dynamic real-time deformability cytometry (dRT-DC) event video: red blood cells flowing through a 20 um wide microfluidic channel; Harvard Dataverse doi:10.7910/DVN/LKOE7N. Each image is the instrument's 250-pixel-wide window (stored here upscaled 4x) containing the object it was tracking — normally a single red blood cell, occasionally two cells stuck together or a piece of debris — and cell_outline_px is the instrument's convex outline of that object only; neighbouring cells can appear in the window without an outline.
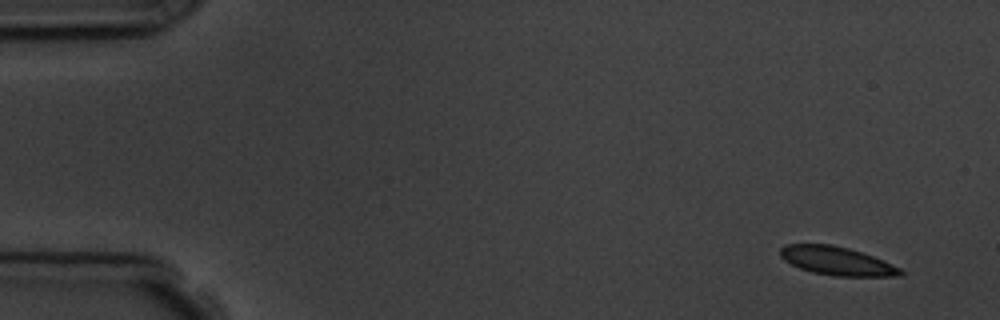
{"species": "common noctule bat (a hibernating species)", "species_latin": "Nyctalus noctula", "temperature_condition": "room temperature", "stored_images_in_passage": 7, "camera_frame_rate_fps": 3000, "um_per_image_px": 0.085, "animal": {"sex": "male", "body_mass_g": 19.5, "forearm_length_mm": 54.6}, "frame": {"image": 1, "passage_image": 1, "time_ms": 0.0, "image_size_px": [1000, 320], "cell_outline_px": [[904, 276], [836, 276], [812, 272], [800, 268], [784, 260], [780, 256], [780, 248], [788, 244], [832, 244], [848, 248], [884, 260], [900, 268], [904, 272]], "centroid_in_image_um": [71.15, 22.18], "position_along_channel_um": 13.9, "area_um2": 19.88}}
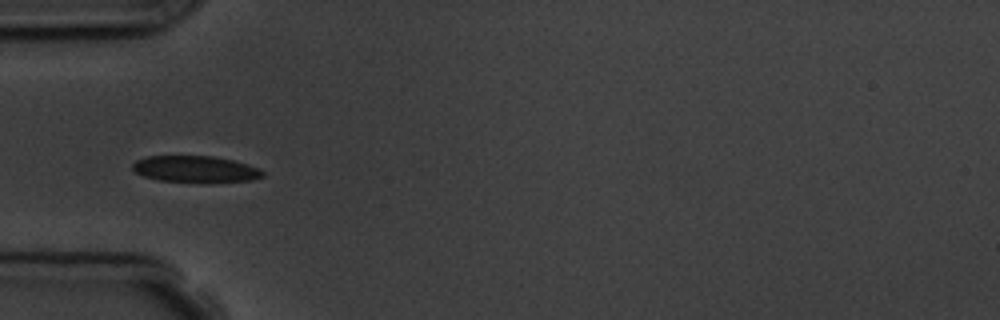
{"frame": {"image": 2, "passage_image": 5, "time_ms": 4.667, "image_size_px": [1000, 320], "cell_outline_px": [[264, 176], [252, 180], [160, 180], [144, 176], [136, 172], [132, 168], [132, 164], [136, 160], [148, 156], [212, 156], [232, 160], [260, 168], [264, 172]], "centroid_in_image_um": [16.59, 14.33], "position_along_channel_um": 68.4, "area_um2": 19.19}}
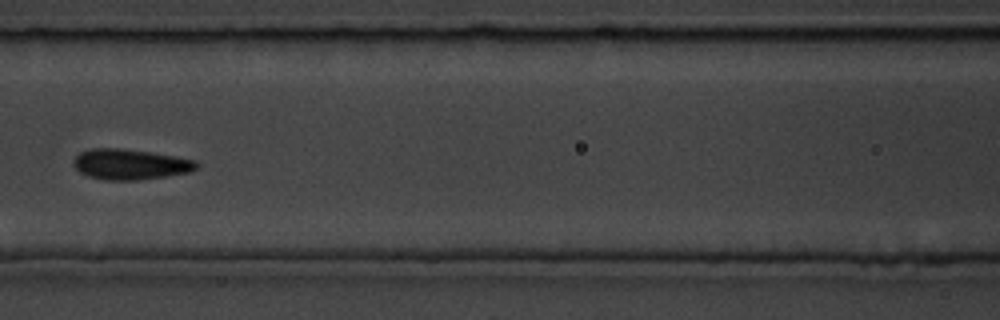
{"frame": {"image": 3, "passage_image": 7, "time_ms": 7.0, "image_size_px": [1000, 320], "cell_outline_px": [[200, 164], [196, 168], [188, 172], [164, 176], [136, 180], [104, 180], [88, 176], [80, 172], [72, 164], [72, 160], [80, 152], [92, 148], [120, 148], [176, 156], [196, 160]], "centroid_in_image_um": [11.04, 13.96], "position_along_channel_um": 155.6, "area_um2": 21.79}}